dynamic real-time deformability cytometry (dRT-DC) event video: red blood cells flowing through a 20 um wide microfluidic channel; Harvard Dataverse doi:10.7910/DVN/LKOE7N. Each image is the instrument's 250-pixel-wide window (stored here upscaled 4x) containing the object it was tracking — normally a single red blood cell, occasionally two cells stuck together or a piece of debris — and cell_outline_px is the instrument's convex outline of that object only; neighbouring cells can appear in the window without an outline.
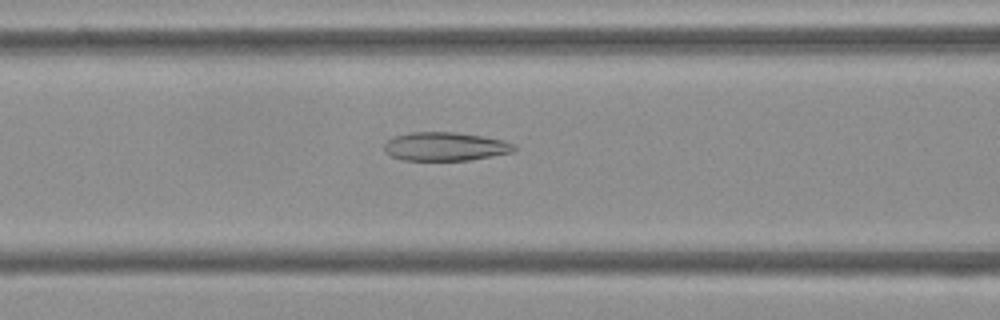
{"species": "Egyptian fruit bat (a non-hibernating species)", "species_latin": "Rousettus aegyptiacus", "temperature_condition": "cold", "stored_images_in_passage": 53, "camera_frame_rate_fps": 3000, "um_per_image_px": 0.085, "frame": {"image": 1, "passage_image": 21, "time_ms": 6.667, "image_size_px": [1000, 320], "cell_outline_px": [[516, 148], [512, 152], [492, 156], [468, 160], [404, 160], [392, 156], [384, 152], [384, 144], [388, 140], [396, 136], [412, 132], [456, 132], [484, 136], [504, 140], [516, 144]], "centroid_in_image_um": [37.87, 12.45], "position_along_channel_um": 128.7, "area_um2": 21.68}}
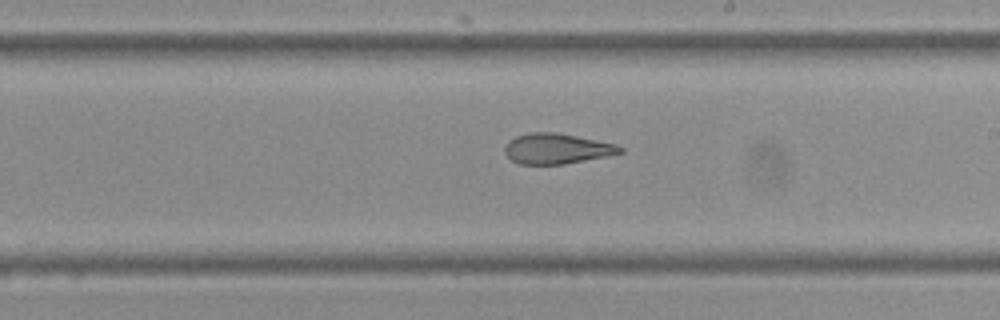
{"frame": {"image": 2, "passage_image": 30, "time_ms": 9.667, "image_size_px": [1000, 320], "cell_outline_px": [[624, 152], [608, 156], [564, 164], [520, 164], [512, 160], [504, 152], [504, 148], [516, 136], [528, 132], [556, 132], [616, 144], [624, 148]], "centroid_in_image_um": [47.36, 12.64], "position_along_channel_um": 241.6, "area_um2": 20.29}}
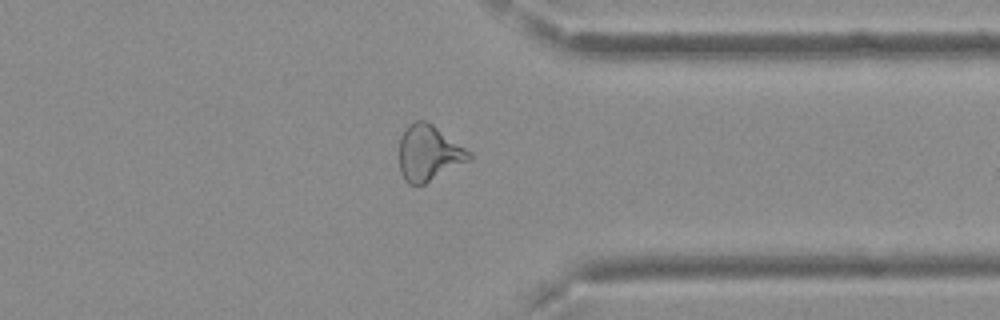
{"frame": {"image": 3, "passage_image": 41, "time_ms": 13.333, "image_size_px": [1000, 320], "cell_outline_px": [[472, 156], [468, 160], [424, 184], [408, 184], [404, 180], [400, 172], [400, 136], [404, 128], [408, 124], [416, 120], [424, 120], [432, 124], [472, 152]], "centroid_in_image_um": [36.41, 12.99], "position_along_channel_um": 375.0, "area_um2": 22.48}, "authors_computed_cell_mechanics": {"area_um2": 23.8714, "velocity_mm_per_s": 3.7647, "shape_relaxation_time_tau1_ms": null, "shape_relaxation_time_tau2_ms": 2.5677, "deformation_change_tau1": null, "deformation_change_tau2": 0.1081}}